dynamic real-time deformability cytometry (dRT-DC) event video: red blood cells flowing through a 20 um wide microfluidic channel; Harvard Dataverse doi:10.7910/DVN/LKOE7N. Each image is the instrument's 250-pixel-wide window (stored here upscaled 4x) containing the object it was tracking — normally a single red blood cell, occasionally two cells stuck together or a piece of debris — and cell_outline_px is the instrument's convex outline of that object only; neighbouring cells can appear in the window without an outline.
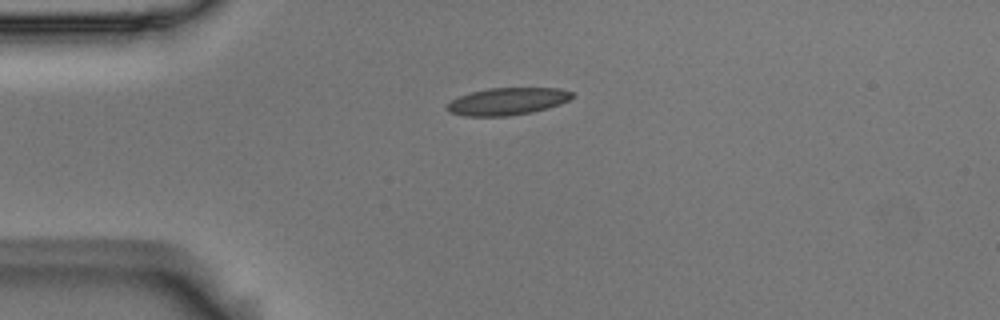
{"species": "Egyptian fruit bat (a non-hibernating species)", "species_latin": "Rousettus aegyptiacus", "temperature_condition": "room temperature", "stored_images_in_passage": 2, "camera_frame_rate_fps": 3000, "um_per_image_px": 0.085, "animal": {"sex": "male"}, "frame": {"image": 1, "passage_image": 1, "time_ms": 0.0, "image_size_px": [1000, 320], "cell_outline_px": [[576, 96], [560, 104], [532, 112], [508, 116], [464, 116], [448, 112], [448, 104], [452, 100], [460, 96], [472, 92], [488, 88], [560, 88], [572, 92]], "centroid_in_image_um": [43.16, 8.61], "position_along_channel_um": 41.8, "area_um2": 19.77}}